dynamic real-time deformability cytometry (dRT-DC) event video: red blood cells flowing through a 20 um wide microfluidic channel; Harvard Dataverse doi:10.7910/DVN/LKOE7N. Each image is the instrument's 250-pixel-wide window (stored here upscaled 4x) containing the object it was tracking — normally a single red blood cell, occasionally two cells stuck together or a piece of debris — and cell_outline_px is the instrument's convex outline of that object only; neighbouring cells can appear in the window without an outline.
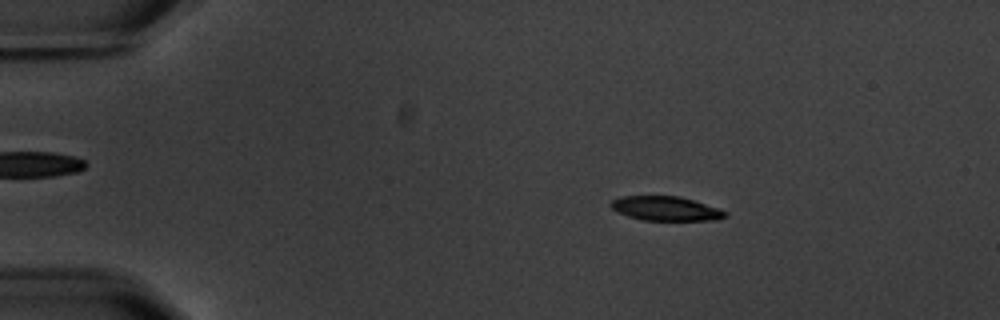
{"species": "common noctule bat (a hibernating species)", "species_latin": "Nyctalus noctula", "temperature_condition": "warm", "stored_images_in_passage": 5, "camera_frame_rate_fps": 3000, "um_per_image_px": 0.085, "animal": {"sex": "male", "body_mass_g": 20.1, "forearm_length_mm": 53.5}, "frame": {"image": 1, "passage_image": 2, "time_ms": 1.333, "image_size_px": [1000, 320], "cell_outline_px": [[728, 216], [716, 220], [644, 220], [628, 216], [612, 208], [608, 204], [612, 200], [620, 196], [680, 196], [720, 208], [728, 212]], "centroid_in_image_um": [56.63, 17.72], "position_along_channel_um": 28.4, "area_um2": 16.24}}
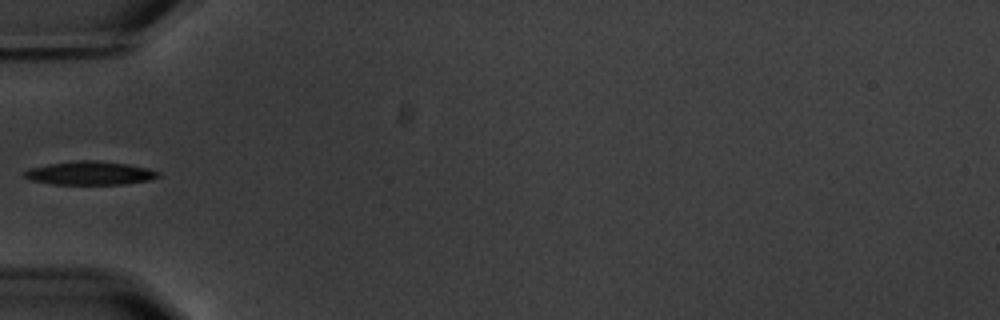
{"frame": {"image": 2, "passage_image": 5, "time_ms": 4.667, "image_size_px": [1000, 320], "cell_outline_px": [[160, 176], [148, 180], [124, 184], [52, 184], [28, 180], [20, 172], [28, 168], [48, 164], [76, 160], [92, 160], [128, 164], [148, 168], [160, 172]], "centroid_in_image_um": [7.58, 14.71], "position_along_channel_um": 77.4, "area_um2": 18.5}}